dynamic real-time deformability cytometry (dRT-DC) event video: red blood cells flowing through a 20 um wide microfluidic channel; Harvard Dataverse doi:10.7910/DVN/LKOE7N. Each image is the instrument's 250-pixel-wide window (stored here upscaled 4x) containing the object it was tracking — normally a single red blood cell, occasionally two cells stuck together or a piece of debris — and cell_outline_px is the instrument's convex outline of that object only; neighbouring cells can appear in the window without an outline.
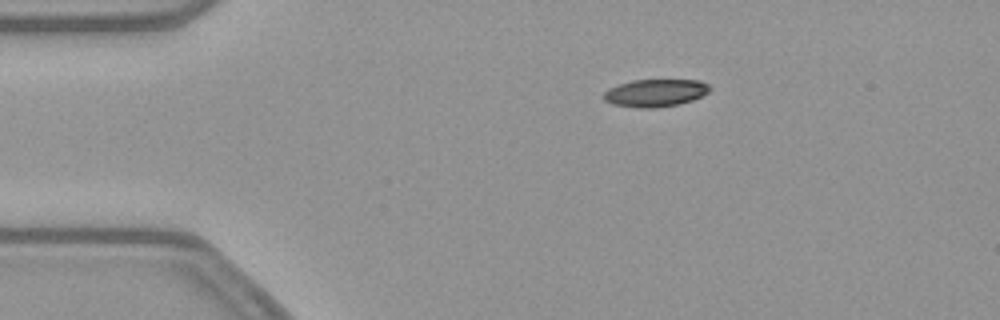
{"species": "common noctule bat (a hibernating species)", "species_latin": "Nyctalus noctula", "temperature_condition": "warm", "stored_images_in_passage": 44, "camera_frame_rate_fps": 3000, "um_per_image_px": 0.085, "animal": {"sex": "female", "body_mass_g": 21.9}, "frame": {"image": 1, "passage_image": 1, "time_ms": 0.0, "image_size_px": [1000, 320], "cell_outline_px": [[712, 88], [708, 92], [692, 100], [680, 104], [656, 108], [636, 108], [612, 104], [604, 100], [604, 92], [608, 88], [632, 80], [700, 80], [708, 84]], "centroid_in_image_um": [55.7, 7.9], "position_along_channel_um": 29.3, "area_um2": 17.11}}
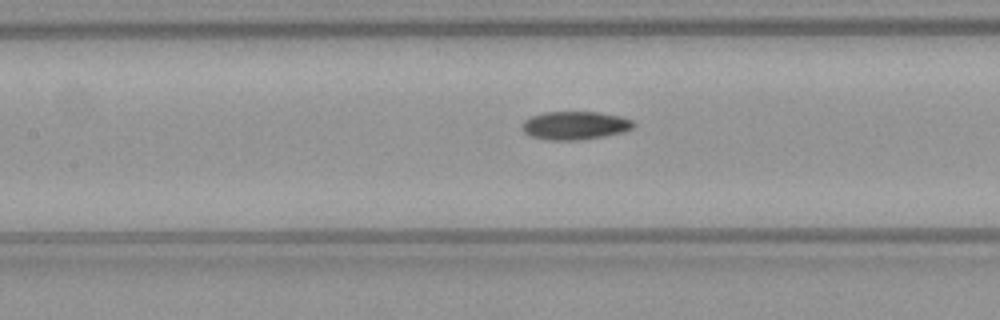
{"frame": {"image": 2, "passage_image": 15, "time_ms": 4.667, "image_size_px": [1000, 320], "cell_outline_px": [[636, 124], [632, 128], [624, 132], [604, 136], [576, 140], [548, 140], [532, 136], [524, 132], [520, 128], [524, 120], [532, 116], [544, 112], [596, 112], [620, 116], [632, 120]], "centroid_in_image_um": [48.87, 10.66], "position_along_channel_um": 158.5, "area_um2": 18.32}}
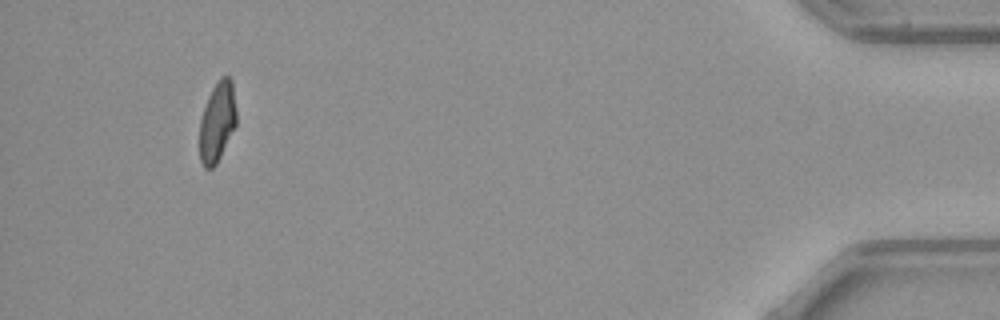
{"frame": {"image": 3, "passage_image": 41, "time_ms": 13.333, "image_size_px": [1000, 320], "cell_outline_px": [[236, 124], [216, 164], [212, 168], [204, 168], [200, 160], [200, 120], [208, 96], [212, 88], [220, 76], [228, 76], [232, 80], [236, 108]], "centroid_in_image_um": [18.47, 10.33], "position_along_channel_um": 416.7, "area_um2": 17.05}, "authors_computed_cell_mechanics": {"area_um2": 18.0914, "velocity_mm_per_s": 3.8764, "shape_relaxation_time_tau1_ms": null, "shape_relaxation_time_tau2_ms": 2.3623, "deformation_change_tau1": null, "deformation_change_tau2": 0.081}}